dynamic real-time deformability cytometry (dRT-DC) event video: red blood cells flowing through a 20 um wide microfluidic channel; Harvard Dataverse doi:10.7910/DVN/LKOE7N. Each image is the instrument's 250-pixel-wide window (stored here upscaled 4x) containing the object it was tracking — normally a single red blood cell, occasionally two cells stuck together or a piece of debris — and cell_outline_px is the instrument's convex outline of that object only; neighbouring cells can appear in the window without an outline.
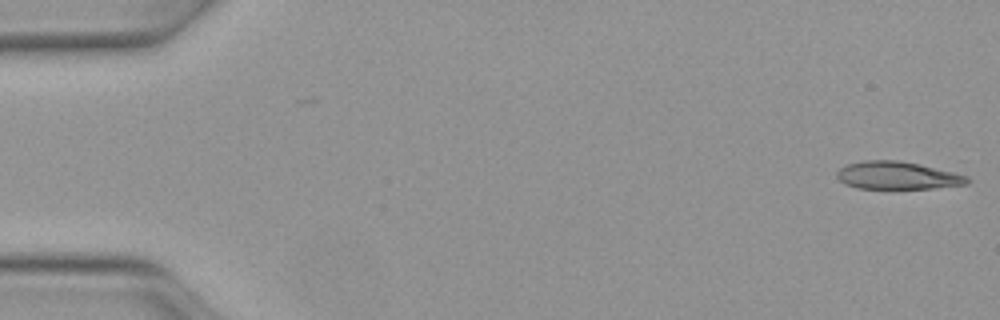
{"species": "Egyptian fruit bat (a non-hibernating species)", "species_latin": "Rousettus aegyptiacus", "temperature_condition": "warm", "stored_images_in_passage": 3, "camera_frame_rate_fps": 3000, "um_per_image_px": 0.085, "animal": {"sex": "female"}, "frame": {"image": 1, "passage_image": 3, "time_ms": 0.667, "image_size_px": [1000, 320], "cell_outline_px": [[972, 180], [968, 184], [932, 188], [856, 188], [844, 184], [836, 176], [836, 172], [840, 168], [848, 164], [864, 160], [900, 160], [920, 164], [968, 176]], "centroid_in_image_um": [76.28, 14.91], "position_along_channel_um": 8.7, "area_um2": 21.04}}